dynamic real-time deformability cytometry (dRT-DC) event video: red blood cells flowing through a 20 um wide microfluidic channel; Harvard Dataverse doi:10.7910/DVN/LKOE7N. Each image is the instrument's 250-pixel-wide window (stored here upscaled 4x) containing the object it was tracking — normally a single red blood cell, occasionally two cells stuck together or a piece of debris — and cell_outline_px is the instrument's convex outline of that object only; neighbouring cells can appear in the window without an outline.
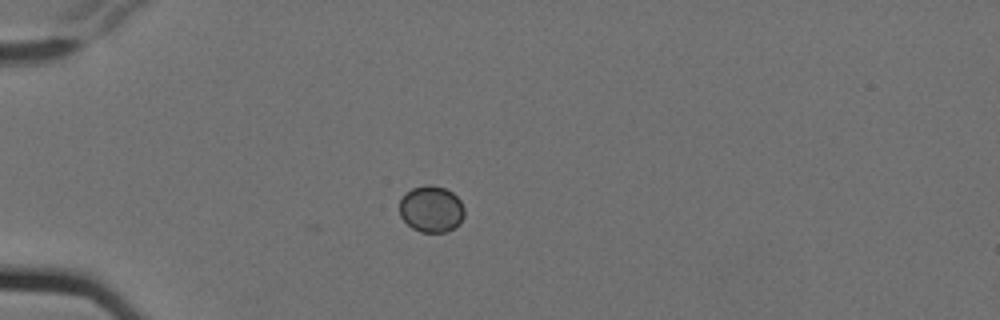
{"species": "Egyptian fruit bat (a non-hibernating species)", "species_latin": "Rousettus aegyptiacus", "temperature_condition": "cold", "stored_images_in_passage": 5, "camera_frame_rate_fps": 3000, "um_per_image_px": 0.085, "animal": {"sex": "female"}, "frame": {"image": 1, "passage_image": 5, "time_ms": 1.333, "image_size_px": [1000, 320], "cell_outline_px": [[464, 216], [460, 224], [448, 232], [420, 232], [412, 228], [400, 216], [400, 200], [412, 188], [428, 184], [444, 188], [452, 192], [460, 200], [464, 208]], "centroid_in_image_um": [36.68, 17.79], "position_along_channel_um": 48.3, "area_um2": 17.57}}